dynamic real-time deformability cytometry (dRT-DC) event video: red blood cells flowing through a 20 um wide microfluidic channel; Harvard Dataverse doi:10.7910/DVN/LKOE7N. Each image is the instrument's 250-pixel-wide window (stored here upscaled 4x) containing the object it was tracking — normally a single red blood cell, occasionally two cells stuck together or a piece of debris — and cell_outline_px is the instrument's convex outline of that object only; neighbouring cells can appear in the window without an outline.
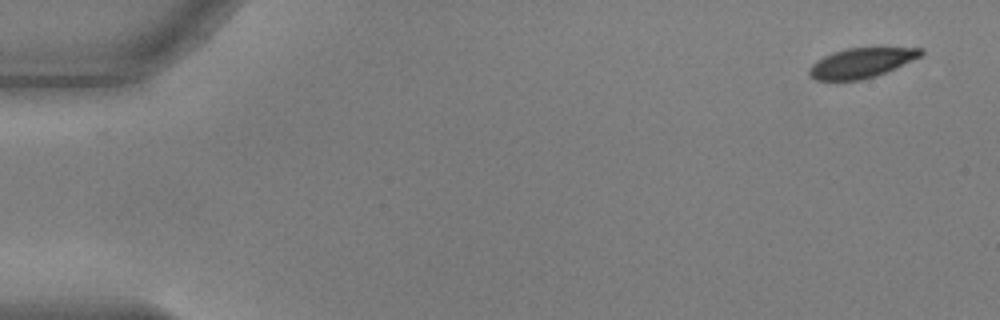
{"species": "common noctule bat (a hibernating species)", "species_latin": "Nyctalus noctula", "temperature_condition": "warm", "stored_images_in_passage": 8, "camera_frame_rate_fps": 3000, "um_per_image_px": 0.085, "animal": {"sex": "male", "body_mass_g": 17.9, "forearm_length_mm": 54.2}, "frame": {"image": 1, "passage_image": 1, "time_ms": 0.0, "image_size_px": [1000, 320], "cell_outline_px": [[924, 52], [920, 56], [876, 76], [860, 80], [816, 80], [808, 76], [808, 68], [816, 60], [832, 52], [848, 48], [924, 48]], "centroid_in_image_um": [73.14, 5.35], "position_along_channel_um": 11.9, "area_um2": 19.19}}